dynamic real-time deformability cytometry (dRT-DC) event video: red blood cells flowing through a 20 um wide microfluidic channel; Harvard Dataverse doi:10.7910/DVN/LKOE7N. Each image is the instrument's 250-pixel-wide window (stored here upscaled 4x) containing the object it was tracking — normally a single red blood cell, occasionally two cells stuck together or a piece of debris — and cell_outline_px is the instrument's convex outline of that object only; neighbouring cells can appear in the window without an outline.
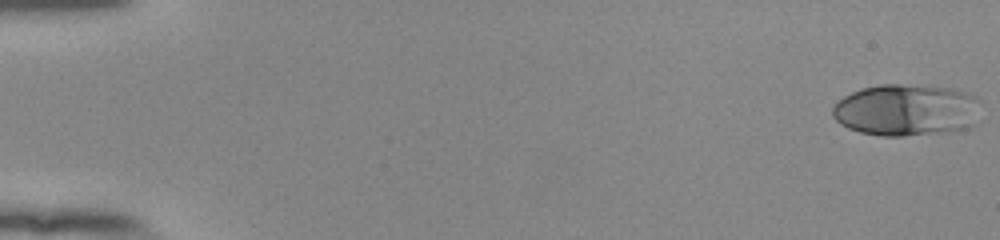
{"species": "human", "species_latin": "Homo sapiens", "temperature_condition": "room temperature", "stored_images_in_passage": 54, "camera_frame_rate_fps": 3000, "um_per_image_px": 0.085, "donor": {"sex": "female"}, "frame": {"image": 1, "passage_image": 1, "time_ms": 0.0, "image_size_px": [1000, 240], "cell_outline_px": [[976, 100], [972, 124], [968, 128], [952, 132], [904, 136], [880, 136], [860, 132], [848, 128], [840, 124], [832, 116], [832, 108], [844, 96], [860, 88], [880, 84], [900, 84], [952, 88], [968, 92], [976, 96]], "centroid_in_image_um": [76.97, 9.36], "position_along_channel_um": 8.0, "area_um2": 44.62}}
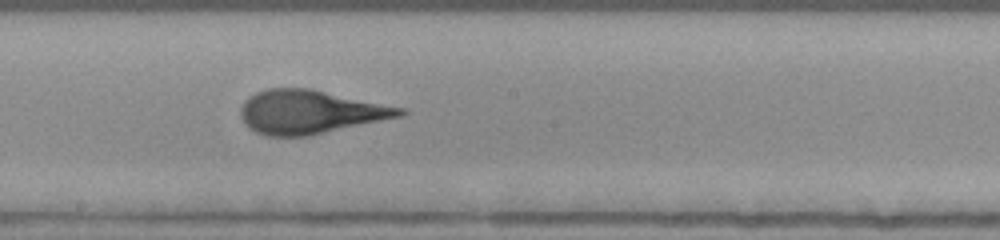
{"frame": {"image": 2, "passage_image": 31, "time_ms": 10.0, "image_size_px": [1000, 240], "cell_outline_px": [[408, 112], [400, 116], [308, 136], [268, 136], [256, 132], [248, 128], [244, 124], [240, 116], [240, 108], [244, 100], [248, 96], [256, 92], [268, 88], [312, 88], [404, 108]], "centroid_in_image_um": [26.3, 9.5], "position_along_channel_um": 221.9, "area_um2": 40.52}}
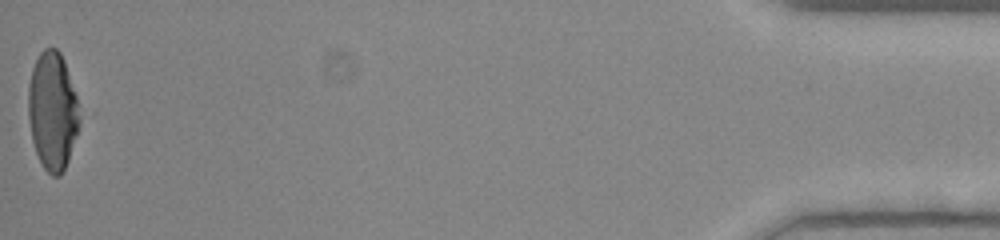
{"frame": {"image": 3, "passage_image": 54, "time_ms": 17.667, "image_size_px": [1000, 240], "cell_outline_px": [[80, 120], [68, 160], [60, 176], [52, 176], [44, 168], [36, 152], [32, 140], [28, 116], [28, 88], [32, 68], [40, 52], [44, 48], [56, 48], [60, 52], [64, 60], [76, 96], [80, 116]], "centroid_in_image_um": [4.45, 9.41], "position_along_channel_um": 430.7, "area_um2": 34.91}}